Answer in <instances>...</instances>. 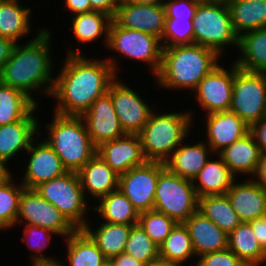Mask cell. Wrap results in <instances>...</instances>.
Here are the masks:
<instances>
[{
	"label": "cell",
	"instance_id": "cell-57",
	"mask_svg": "<svg viewBox=\"0 0 266 266\" xmlns=\"http://www.w3.org/2000/svg\"><path fill=\"white\" fill-rule=\"evenodd\" d=\"M266 264V246L263 248V259H262V265Z\"/></svg>",
	"mask_w": 266,
	"mask_h": 266
},
{
	"label": "cell",
	"instance_id": "cell-28",
	"mask_svg": "<svg viewBox=\"0 0 266 266\" xmlns=\"http://www.w3.org/2000/svg\"><path fill=\"white\" fill-rule=\"evenodd\" d=\"M238 57L233 61L239 69L266 73V28L243 33L238 38Z\"/></svg>",
	"mask_w": 266,
	"mask_h": 266
},
{
	"label": "cell",
	"instance_id": "cell-24",
	"mask_svg": "<svg viewBox=\"0 0 266 266\" xmlns=\"http://www.w3.org/2000/svg\"><path fill=\"white\" fill-rule=\"evenodd\" d=\"M196 257L228 248V233L201 212L196 211L185 222Z\"/></svg>",
	"mask_w": 266,
	"mask_h": 266
},
{
	"label": "cell",
	"instance_id": "cell-5",
	"mask_svg": "<svg viewBox=\"0 0 266 266\" xmlns=\"http://www.w3.org/2000/svg\"><path fill=\"white\" fill-rule=\"evenodd\" d=\"M45 123L44 140L61 159L68 172H78L96 153L85 122L81 116H62L52 113Z\"/></svg>",
	"mask_w": 266,
	"mask_h": 266
},
{
	"label": "cell",
	"instance_id": "cell-3",
	"mask_svg": "<svg viewBox=\"0 0 266 266\" xmlns=\"http://www.w3.org/2000/svg\"><path fill=\"white\" fill-rule=\"evenodd\" d=\"M221 58L215 50L197 44L163 48L161 68L154 82L158 89L192 93Z\"/></svg>",
	"mask_w": 266,
	"mask_h": 266
},
{
	"label": "cell",
	"instance_id": "cell-32",
	"mask_svg": "<svg viewBox=\"0 0 266 266\" xmlns=\"http://www.w3.org/2000/svg\"><path fill=\"white\" fill-rule=\"evenodd\" d=\"M235 33L266 28V0H226Z\"/></svg>",
	"mask_w": 266,
	"mask_h": 266
},
{
	"label": "cell",
	"instance_id": "cell-58",
	"mask_svg": "<svg viewBox=\"0 0 266 266\" xmlns=\"http://www.w3.org/2000/svg\"><path fill=\"white\" fill-rule=\"evenodd\" d=\"M118 3L125 2V1H130V0H116Z\"/></svg>",
	"mask_w": 266,
	"mask_h": 266
},
{
	"label": "cell",
	"instance_id": "cell-27",
	"mask_svg": "<svg viewBox=\"0 0 266 266\" xmlns=\"http://www.w3.org/2000/svg\"><path fill=\"white\" fill-rule=\"evenodd\" d=\"M32 11L20 0H0V36L21 43L32 34Z\"/></svg>",
	"mask_w": 266,
	"mask_h": 266
},
{
	"label": "cell",
	"instance_id": "cell-42",
	"mask_svg": "<svg viewBox=\"0 0 266 266\" xmlns=\"http://www.w3.org/2000/svg\"><path fill=\"white\" fill-rule=\"evenodd\" d=\"M138 224L153 242L160 246L170 235L177 222L166 214L151 210L139 214Z\"/></svg>",
	"mask_w": 266,
	"mask_h": 266
},
{
	"label": "cell",
	"instance_id": "cell-46",
	"mask_svg": "<svg viewBox=\"0 0 266 266\" xmlns=\"http://www.w3.org/2000/svg\"><path fill=\"white\" fill-rule=\"evenodd\" d=\"M63 9L67 10L71 16L92 12L90 0H64Z\"/></svg>",
	"mask_w": 266,
	"mask_h": 266
},
{
	"label": "cell",
	"instance_id": "cell-41",
	"mask_svg": "<svg viewBox=\"0 0 266 266\" xmlns=\"http://www.w3.org/2000/svg\"><path fill=\"white\" fill-rule=\"evenodd\" d=\"M162 48L194 44L193 19L165 18Z\"/></svg>",
	"mask_w": 266,
	"mask_h": 266
},
{
	"label": "cell",
	"instance_id": "cell-54",
	"mask_svg": "<svg viewBox=\"0 0 266 266\" xmlns=\"http://www.w3.org/2000/svg\"><path fill=\"white\" fill-rule=\"evenodd\" d=\"M144 266H180V265L159 258L148 264H145Z\"/></svg>",
	"mask_w": 266,
	"mask_h": 266
},
{
	"label": "cell",
	"instance_id": "cell-20",
	"mask_svg": "<svg viewBox=\"0 0 266 266\" xmlns=\"http://www.w3.org/2000/svg\"><path fill=\"white\" fill-rule=\"evenodd\" d=\"M97 154L119 175L147 162L139 134L103 142L97 147Z\"/></svg>",
	"mask_w": 266,
	"mask_h": 266
},
{
	"label": "cell",
	"instance_id": "cell-13",
	"mask_svg": "<svg viewBox=\"0 0 266 266\" xmlns=\"http://www.w3.org/2000/svg\"><path fill=\"white\" fill-rule=\"evenodd\" d=\"M164 168L162 162L147 161L119 175L118 189L130 200L138 214L154 209L157 181Z\"/></svg>",
	"mask_w": 266,
	"mask_h": 266
},
{
	"label": "cell",
	"instance_id": "cell-47",
	"mask_svg": "<svg viewBox=\"0 0 266 266\" xmlns=\"http://www.w3.org/2000/svg\"><path fill=\"white\" fill-rule=\"evenodd\" d=\"M91 9L114 17L119 6L116 0H90Z\"/></svg>",
	"mask_w": 266,
	"mask_h": 266
},
{
	"label": "cell",
	"instance_id": "cell-56",
	"mask_svg": "<svg viewBox=\"0 0 266 266\" xmlns=\"http://www.w3.org/2000/svg\"><path fill=\"white\" fill-rule=\"evenodd\" d=\"M101 266H116L112 259H106Z\"/></svg>",
	"mask_w": 266,
	"mask_h": 266
},
{
	"label": "cell",
	"instance_id": "cell-9",
	"mask_svg": "<svg viewBox=\"0 0 266 266\" xmlns=\"http://www.w3.org/2000/svg\"><path fill=\"white\" fill-rule=\"evenodd\" d=\"M199 197L193 181L170 172H160L156 186L154 209L166 214L177 223H184L198 211Z\"/></svg>",
	"mask_w": 266,
	"mask_h": 266
},
{
	"label": "cell",
	"instance_id": "cell-8",
	"mask_svg": "<svg viewBox=\"0 0 266 266\" xmlns=\"http://www.w3.org/2000/svg\"><path fill=\"white\" fill-rule=\"evenodd\" d=\"M38 194L54 205L76 228L83 229L90 220L92 205L84 196L79 176L76 172L64 175L38 185ZM88 218V219H87Z\"/></svg>",
	"mask_w": 266,
	"mask_h": 266
},
{
	"label": "cell",
	"instance_id": "cell-16",
	"mask_svg": "<svg viewBox=\"0 0 266 266\" xmlns=\"http://www.w3.org/2000/svg\"><path fill=\"white\" fill-rule=\"evenodd\" d=\"M81 117L85 122L92 143L96 147L103 142L126 135L108 93L97 98Z\"/></svg>",
	"mask_w": 266,
	"mask_h": 266
},
{
	"label": "cell",
	"instance_id": "cell-40",
	"mask_svg": "<svg viewBox=\"0 0 266 266\" xmlns=\"http://www.w3.org/2000/svg\"><path fill=\"white\" fill-rule=\"evenodd\" d=\"M124 253L148 264L159 259V246L145 233L139 224L131 227Z\"/></svg>",
	"mask_w": 266,
	"mask_h": 266
},
{
	"label": "cell",
	"instance_id": "cell-1",
	"mask_svg": "<svg viewBox=\"0 0 266 266\" xmlns=\"http://www.w3.org/2000/svg\"><path fill=\"white\" fill-rule=\"evenodd\" d=\"M66 47L65 60L55 76L51 99L53 112L62 116H82L90 105L105 95L118 77L105 60L88 58L80 46Z\"/></svg>",
	"mask_w": 266,
	"mask_h": 266
},
{
	"label": "cell",
	"instance_id": "cell-19",
	"mask_svg": "<svg viewBox=\"0 0 266 266\" xmlns=\"http://www.w3.org/2000/svg\"><path fill=\"white\" fill-rule=\"evenodd\" d=\"M38 108L37 105L22 120L0 125V161L9 165L13 157L18 158L19 153L27 151L31 142L39 135L40 116L36 115L39 112Z\"/></svg>",
	"mask_w": 266,
	"mask_h": 266
},
{
	"label": "cell",
	"instance_id": "cell-15",
	"mask_svg": "<svg viewBox=\"0 0 266 266\" xmlns=\"http://www.w3.org/2000/svg\"><path fill=\"white\" fill-rule=\"evenodd\" d=\"M230 66L225 68L221 63L217 65L192 92L198 108L204 112L202 114L230 110L234 81L233 61Z\"/></svg>",
	"mask_w": 266,
	"mask_h": 266
},
{
	"label": "cell",
	"instance_id": "cell-2",
	"mask_svg": "<svg viewBox=\"0 0 266 266\" xmlns=\"http://www.w3.org/2000/svg\"><path fill=\"white\" fill-rule=\"evenodd\" d=\"M50 27L40 26L35 31L37 34L30 40L17 43L11 57L0 71V82L14 89H18L30 97L38 106L36 92L44 97H50L55 82V64L52 57ZM52 46H51V45ZM53 58V60H52ZM54 70V71H53Z\"/></svg>",
	"mask_w": 266,
	"mask_h": 266
},
{
	"label": "cell",
	"instance_id": "cell-36",
	"mask_svg": "<svg viewBox=\"0 0 266 266\" xmlns=\"http://www.w3.org/2000/svg\"><path fill=\"white\" fill-rule=\"evenodd\" d=\"M198 211L228 234L241 223L226 194L199 197Z\"/></svg>",
	"mask_w": 266,
	"mask_h": 266
},
{
	"label": "cell",
	"instance_id": "cell-11",
	"mask_svg": "<svg viewBox=\"0 0 266 266\" xmlns=\"http://www.w3.org/2000/svg\"><path fill=\"white\" fill-rule=\"evenodd\" d=\"M36 225L50 229L66 239L76 228L52 204L42 198L35 189L24 188L19 200L18 225Z\"/></svg>",
	"mask_w": 266,
	"mask_h": 266
},
{
	"label": "cell",
	"instance_id": "cell-43",
	"mask_svg": "<svg viewBox=\"0 0 266 266\" xmlns=\"http://www.w3.org/2000/svg\"><path fill=\"white\" fill-rule=\"evenodd\" d=\"M190 266H247L234 252L229 248L204 254L197 258Z\"/></svg>",
	"mask_w": 266,
	"mask_h": 266
},
{
	"label": "cell",
	"instance_id": "cell-35",
	"mask_svg": "<svg viewBox=\"0 0 266 266\" xmlns=\"http://www.w3.org/2000/svg\"><path fill=\"white\" fill-rule=\"evenodd\" d=\"M160 259L187 266L185 263L196 258L189 231L184 223H177L170 235L159 246Z\"/></svg>",
	"mask_w": 266,
	"mask_h": 266
},
{
	"label": "cell",
	"instance_id": "cell-39",
	"mask_svg": "<svg viewBox=\"0 0 266 266\" xmlns=\"http://www.w3.org/2000/svg\"><path fill=\"white\" fill-rule=\"evenodd\" d=\"M23 235H22V241L25 243L26 247L29 248V250L32 252L30 256V264H33L35 262H44V261H55L59 258H54L51 256H46L44 254V251L47 250L48 246H50V243L52 244V238L54 235V238L60 237L59 234H57L54 231H51L50 229L38 227L36 225H23Z\"/></svg>",
	"mask_w": 266,
	"mask_h": 266
},
{
	"label": "cell",
	"instance_id": "cell-55",
	"mask_svg": "<svg viewBox=\"0 0 266 266\" xmlns=\"http://www.w3.org/2000/svg\"><path fill=\"white\" fill-rule=\"evenodd\" d=\"M136 4L141 5H158L163 4L164 0H130Z\"/></svg>",
	"mask_w": 266,
	"mask_h": 266
},
{
	"label": "cell",
	"instance_id": "cell-25",
	"mask_svg": "<svg viewBox=\"0 0 266 266\" xmlns=\"http://www.w3.org/2000/svg\"><path fill=\"white\" fill-rule=\"evenodd\" d=\"M261 151L249 132L218 153L231 173L238 179L251 178L256 171ZM241 176H240V175Z\"/></svg>",
	"mask_w": 266,
	"mask_h": 266
},
{
	"label": "cell",
	"instance_id": "cell-21",
	"mask_svg": "<svg viewBox=\"0 0 266 266\" xmlns=\"http://www.w3.org/2000/svg\"><path fill=\"white\" fill-rule=\"evenodd\" d=\"M242 179H236L226 195L240 221L250 222L266 215V189L251 178Z\"/></svg>",
	"mask_w": 266,
	"mask_h": 266
},
{
	"label": "cell",
	"instance_id": "cell-31",
	"mask_svg": "<svg viewBox=\"0 0 266 266\" xmlns=\"http://www.w3.org/2000/svg\"><path fill=\"white\" fill-rule=\"evenodd\" d=\"M65 266H101L106 260L96 242L84 229H76L65 241Z\"/></svg>",
	"mask_w": 266,
	"mask_h": 266
},
{
	"label": "cell",
	"instance_id": "cell-4",
	"mask_svg": "<svg viewBox=\"0 0 266 266\" xmlns=\"http://www.w3.org/2000/svg\"><path fill=\"white\" fill-rule=\"evenodd\" d=\"M153 111L139 133L142 149L147 161L164 163L173 151L191 135L195 121V110L165 113ZM156 112V113H155Z\"/></svg>",
	"mask_w": 266,
	"mask_h": 266
},
{
	"label": "cell",
	"instance_id": "cell-22",
	"mask_svg": "<svg viewBox=\"0 0 266 266\" xmlns=\"http://www.w3.org/2000/svg\"><path fill=\"white\" fill-rule=\"evenodd\" d=\"M85 198L95 203L101 197L118 190L117 174L97 153L77 172ZM93 199V200H91ZM95 199V200H94ZM93 201V202H92Z\"/></svg>",
	"mask_w": 266,
	"mask_h": 266
},
{
	"label": "cell",
	"instance_id": "cell-6",
	"mask_svg": "<svg viewBox=\"0 0 266 266\" xmlns=\"http://www.w3.org/2000/svg\"><path fill=\"white\" fill-rule=\"evenodd\" d=\"M106 48L108 51L116 53V56L113 55L114 57L111 56V58L108 57L105 60L111 65L118 76H120L118 64L123 57L139 61L141 64L143 63L148 66L149 73L151 75L154 74V78L160 71L163 48L160 39L154 35L123 28L112 20ZM118 54L120 57H118Z\"/></svg>",
	"mask_w": 266,
	"mask_h": 266
},
{
	"label": "cell",
	"instance_id": "cell-17",
	"mask_svg": "<svg viewBox=\"0 0 266 266\" xmlns=\"http://www.w3.org/2000/svg\"><path fill=\"white\" fill-rule=\"evenodd\" d=\"M165 18L163 4L141 5L125 1L119 3L113 20L123 28L142 31L161 40Z\"/></svg>",
	"mask_w": 266,
	"mask_h": 266
},
{
	"label": "cell",
	"instance_id": "cell-14",
	"mask_svg": "<svg viewBox=\"0 0 266 266\" xmlns=\"http://www.w3.org/2000/svg\"><path fill=\"white\" fill-rule=\"evenodd\" d=\"M39 119V135L31 142L28 148L25 168L21 171L20 183L27 189H35L38 185L60 177L68 171L64 168L61 159L42 137ZM40 137V138H39ZM40 140V141H39Z\"/></svg>",
	"mask_w": 266,
	"mask_h": 266
},
{
	"label": "cell",
	"instance_id": "cell-45",
	"mask_svg": "<svg viewBox=\"0 0 266 266\" xmlns=\"http://www.w3.org/2000/svg\"><path fill=\"white\" fill-rule=\"evenodd\" d=\"M250 132L255 138L261 153H266V116L250 126Z\"/></svg>",
	"mask_w": 266,
	"mask_h": 266
},
{
	"label": "cell",
	"instance_id": "cell-34",
	"mask_svg": "<svg viewBox=\"0 0 266 266\" xmlns=\"http://www.w3.org/2000/svg\"><path fill=\"white\" fill-rule=\"evenodd\" d=\"M228 248L247 266L262 265L263 248L248 222H241L228 234Z\"/></svg>",
	"mask_w": 266,
	"mask_h": 266
},
{
	"label": "cell",
	"instance_id": "cell-49",
	"mask_svg": "<svg viewBox=\"0 0 266 266\" xmlns=\"http://www.w3.org/2000/svg\"><path fill=\"white\" fill-rule=\"evenodd\" d=\"M16 44L13 40L0 36V71L11 57Z\"/></svg>",
	"mask_w": 266,
	"mask_h": 266
},
{
	"label": "cell",
	"instance_id": "cell-30",
	"mask_svg": "<svg viewBox=\"0 0 266 266\" xmlns=\"http://www.w3.org/2000/svg\"><path fill=\"white\" fill-rule=\"evenodd\" d=\"M100 221L97 227H93L88 222L83 229L96 242L106 259H112L124 253L125 245L133 225Z\"/></svg>",
	"mask_w": 266,
	"mask_h": 266
},
{
	"label": "cell",
	"instance_id": "cell-37",
	"mask_svg": "<svg viewBox=\"0 0 266 266\" xmlns=\"http://www.w3.org/2000/svg\"><path fill=\"white\" fill-rule=\"evenodd\" d=\"M36 106L26 94L0 82V125L24 119Z\"/></svg>",
	"mask_w": 266,
	"mask_h": 266
},
{
	"label": "cell",
	"instance_id": "cell-29",
	"mask_svg": "<svg viewBox=\"0 0 266 266\" xmlns=\"http://www.w3.org/2000/svg\"><path fill=\"white\" fill-rule=\"evenodd\" d=\"M72 17L71 28L68 31H72L71 34L76 42L87 45L103 39L101 42L106 48L113 17L99 11L77 14Z\"/></svg>",
	"mask_w": 266,
	"mask_h": 266
},
{
	"label": "cell",
	"instance_id": "cell-48",
	"mask_svg": "<svg viewBox=\"0 0 266 266\" xmlns=\"http://www.w3.org/2000/svg\"><path fill=\"white\" fill-rule=\"evenodd\" d=\"M262 248L266 246V215L248 222Z\"/></svg>",
	"mask_w": 266,
	"mask_h": 266
},
{
	"label": "cell",
	"instance_id": "cell-50",
	"mask_svg": "<svg viewBox=\"0 0 266 266\" xmlns=\"http://www.w3.org/2000/svg\"><path fill=\"white\" fill-rule=\"evenodd\" d=\"M251 180L257 182L266 189V153L261 154L256 171L251 177Z\"/></svg>",
	"mask_w": 266,
	"mask_h": 266
},
{
	"label": "cell",
	"instance_id": "cell-52",
	"mask_svg": "<svg viewBox=\"0 0 266 266\" xmlns=\"http://www.w3.org/2000/svg\"><path fill=\"white\" fill-rule=\"evenodd\" d=\"M7 163L0 161V187L7 183L14 175Z\"/></svg>",
	"mask_w": 266,
	"mask_h": 266
},
{
	"label": "cell",
	"instance_id": "cell-23",
	"mask_svg": "<svg viewBox=\"0 0 266 266\" xmlns=\"http://www.w3.org/2000/svg\"><path fill=\"white\" fill-rule=\"evenodd\" d=\"M187 137L164 162L165 167L172 173L194 180L199 171L207 163L214 154L209 145L203 140H199L195 144H189L191 139ZM186 141V142H185Z\"/></svg>",
	"mask_w": 266,
	"mask_h": 266
},
{
	"label": "cell",
	"instance_id": "cell-53",
	"mask_svg": "<svg viewBox=\"0 0 266 266\" xmlns=\"http://www.w3.org/2000/svg\"><path fill=\"white\" fill-rule=\"evenodd\" d=\"M55 260V261H44V262H35L29 266H65L63 260Z\"/></svg>",
	"mask_w": 266,
	"mask_h": 266
},
{
	"label": "cell",
	"instance_id": "cell-10",
	"mask_svg": "<svg viewBox=\"0 0 266 266\" xmlns=\"http://www.w3.org/2000/svg\"><path fill=\"white\" fill-rule=\"evenodd\" d=\"M230 111L249 126L266 116V73L241 70L234 63Z\"/></svg>",
	"mask_w": 266,
	"mask_h": 266
},
{
	"label": "cell",
	"instance_id": "cell-38",
	"mask_svg": "<svg viewBox=\"0 0 266 266\" xmlns=\"http://www.w3.org/2000/svg\"><path fill=\"white\" fill-rule=\"evenodd\" d=\"M16 180L13 176L0 187V231H7V229L9 231L15 228L19 200L22 190L25 188L18 179Z\"/></svg>",
	"mask_w": 266,
	"mask_h": 266
},
{
	"label": "cell",
	"instance_id": "cell-26",
	"mask_svg": "<svg viewBox=\"0 0 266 266\" xmlns=\"http://www.w3.org/2000/svg\"><path fill=\"white\" fill-rule=\"evenodd\" d=\"M215 156L212 154L193 180L198 197L226 194L237 179L222 158L218 154Z\"/></svg>",
	"mask_w": 266,
	"mask_h": 266
},
{
	"label": "cell",
	"instance_id": "cell-33",
	"mask_svg": "<svg viewBox=\"0 0 266 266\" xmlns=\"http://www.w3.org/2000/svg\"><path fill=\"white\" fill-rule=\"evenodd\" d=\"M96 205H92V212L97 211L99 220L104 222L119 223L126 225L138 224L139 214L134 209L130 200L118 189L110 192L97 200Z\"/></svg>",
	"mask_w": 266,
	"mask_h": 266
},
{
	"label": "cell",
	"instance_id": "cell-44",
	"mask_svg": "<svg viewBox=\"0 0 266 266\" xmlns=\"http://www.w3.org/2000/svg\"><path fill=\"white\" fill-rule=\"evenodd\" d=\"M203 0H165L166 18L193 19L198 5Z\"/></svg>",
	"mask_w": 266,
	"mask_h": 266
},
{
	"label": "cell",
	"instance_id": "cell-7",
	"mask_svg": "<svg viewBox=\"0 0 266 266\" xmlns=\"http://www.w3.org/2000/svg\"><path fill=\"white\" fill-rule=\"evenodd\" d=\"M194 44L215 50L225 56L226 47H238L226 0H203L193 17ZM224 52V54H223Z\"/></svg>",
	"mask_w": 266,
	"mask_h": 266
},
{
	"label": "cell",
	"instance_id": "cell-51",
	"mask_svg": "<svg viewBox=\"0 0 266 266\" xmlns=\"http://www.w3.org/2000/svg\"><path fill=\"white\" fill-rule=\"evenodd\" d=\"M116 266H144L141 261L134 259L125 253H121L118 256L112 258Z\"/></svg>",
	"mask_w": 266,
	"mask_h": 266
},
{
	"label": "cell",
	"instance_id": "cell-12",
	"mask_svg": "<svg viewBox=\"0 0 266 266\" xmlns=\"http://www.w3.org/2000/svg\"><path fill=\"white\" fill-rule=\"evenodd\" d=\"M122 82L119 76L111 83L108 94L111 96L115 112L119 118L122 129L126 134H139L150 115L156 109V105L148 104L147 100L141 97L135 88Z\"/></svg>",
	"mask_w": 266,
	"mask_h": 266
},
{
	"label": "cell",
	"instance_id": "cell-18",
	"mask_svg": "<svg viewBox=\"0 0 266 266\" xmlns=\"http://www.w3.org/2000/svg\"><path fill=\"white\" fill-rule=\"evenodd\" d=\"M202 117L206 119H203V123H206L203 130H206L204 135L207 139L204 142L210 146L214 155L250 132V126L230 110L213 112Z\"/></svg>",
	"mask_w": 266,
	"mask_h": 266
}]
</instances>
